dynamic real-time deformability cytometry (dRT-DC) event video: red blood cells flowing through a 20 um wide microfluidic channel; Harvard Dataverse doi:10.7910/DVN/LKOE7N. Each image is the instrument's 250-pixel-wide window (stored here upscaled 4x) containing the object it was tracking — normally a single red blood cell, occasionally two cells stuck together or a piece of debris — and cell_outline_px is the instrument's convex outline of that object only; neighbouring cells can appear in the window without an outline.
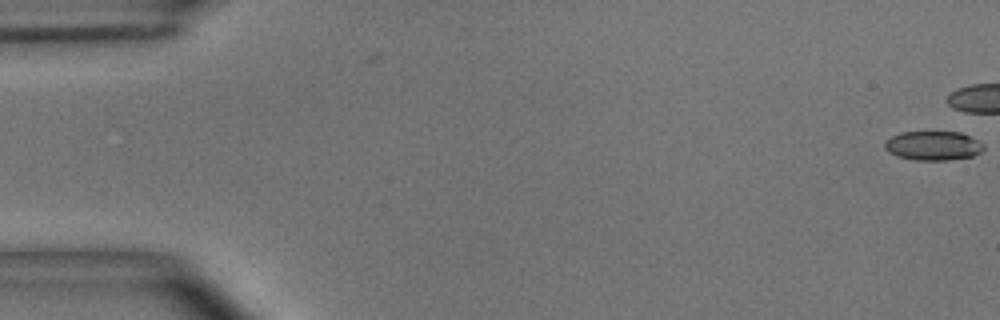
{"species": "common noctule bat (a hibernating species)", "species_latin": "Nyctalus noctula", "temperature_condition": "room temperature", "stored_images_in_passage": 10, "camera_frame_rate_fps": 3000, "um_per_image_px": 0.085, "animal": {"sex": "male", "body_mass_g": 15.6}, "frame": {"image": 1, "passage_image": 1, "time_ms": 0.0, "image_size_px": [1000, 320], "cell_outline_px": [[984, 148], [980, 152], [972, 156], [948, 160], [916, 160], [896, 156], [888, 152], [884, 148], [884, 144], [892, 136], [900, 132], [960, 132], [984, 144]], "centroid_in_image_um": [79.29, 12.39], "position_along_channel_um": 5.7, "area_um2": 16.7}}